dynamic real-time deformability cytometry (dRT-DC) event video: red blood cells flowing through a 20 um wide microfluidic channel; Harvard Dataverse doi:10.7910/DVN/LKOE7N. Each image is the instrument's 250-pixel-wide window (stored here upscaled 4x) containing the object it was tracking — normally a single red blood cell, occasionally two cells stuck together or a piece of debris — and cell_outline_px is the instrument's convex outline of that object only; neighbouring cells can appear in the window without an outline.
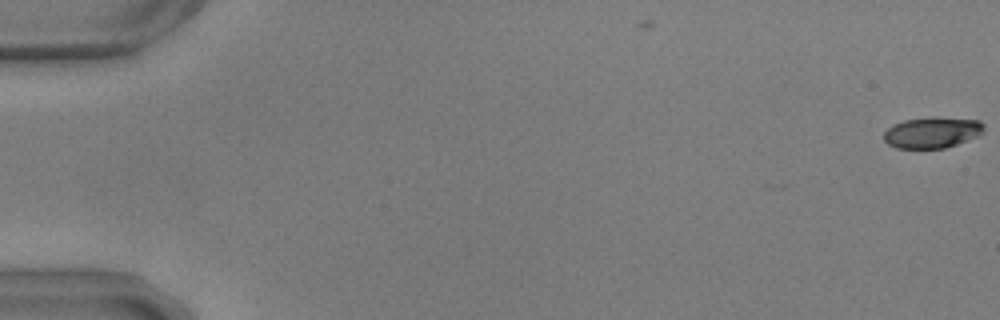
{"species": "common noctule bat (a hibernating species)", "species_latin": "Nyctalus noctula", "temperature_condition": "warm", "stored_images_in_passage": 2, "camera_frame_rate_fps": 3000, "um_per_image_px": 0.085, "animal": {"sex": "male", "body_mass_g": 17.9, "forearm_length_mm": 54.2}, "frame": {"image": 1, "passage_image": 2, "time_ms": 0.333, "image_size_px": [1000, 320], "cell_outline_px": [[984, 132], [976, 136], [956, 144], [944, 148], [896, 148], [888, 144], [884, 140], [884, 132], [892, 124], [904, 120], [932, 116], [936, 116], [980, 120], [984, 124]], "centroid_in_image_um": [79.23, 11.24], "position_along_channel_um": 5.8, "area_um2": 18.26}}